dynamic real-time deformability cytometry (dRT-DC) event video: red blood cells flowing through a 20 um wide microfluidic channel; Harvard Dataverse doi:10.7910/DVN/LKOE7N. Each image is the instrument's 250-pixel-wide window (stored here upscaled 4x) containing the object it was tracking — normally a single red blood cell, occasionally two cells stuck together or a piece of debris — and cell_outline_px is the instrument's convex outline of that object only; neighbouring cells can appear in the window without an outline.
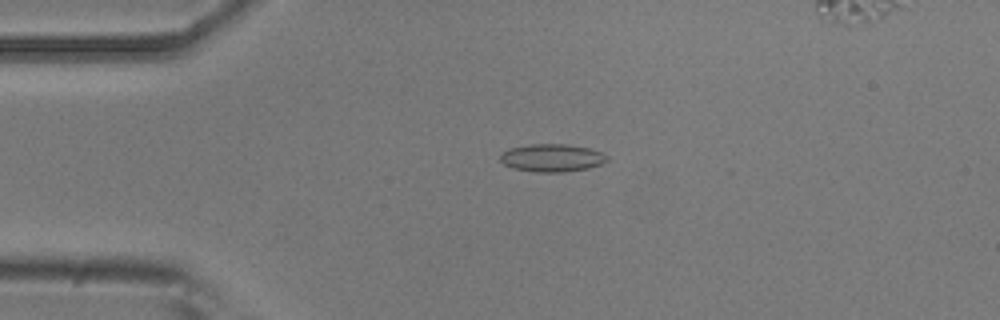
{"species": "common noctule bat (a hibernating species)", "species_latin": "Nyctalus noctula", "temperature_condition": "room temperature", "stored_images_in_passage": 53, "segment_of_instrument_passage": [1, 2], "camera_frame_rate_fps": 3000, "um_per_image_px": 0.085, "animal": {"sex": "male", "body_mass_g": 20.5, "forearm_length_mm": 52.5}, "frame": {"image": 1, "passage_image": 12, "time_ms": 3.667, "image_size_px": [1000, 320], "cell_outline_px": [[608, 160], [600, 164], [588, 168], [564, 172], [536, 172], [512, 168], [504, 164], [500, 160], [500, 156], [508, 148], [532, 144], [568, 144], [588, 148], [600, 152], [608, 156]], "centroid_in_image_um": [46.9, 13.42], "position_along_channel_um": 38.1, "area_um2": 17.22}}
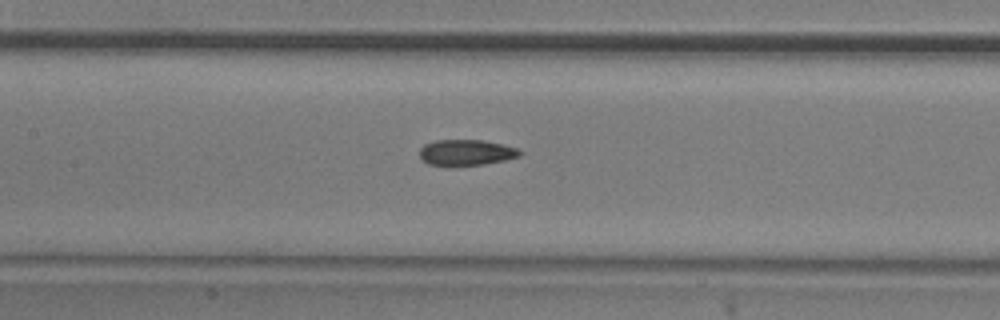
{"frame": {"image": 2, "passage_image": 24, "time_ms": 7.667, "image_size_px": [1000, 320], "cell_outline_px": [[524, 152], [520, 156], [504, 160], [484, 164], [428, 164], [420, 160], [420, 148], [424, 144], [436, 140], [484, 140], [504, 144], [516, 148]], "centroid_in_image_um": [39.64, 12.93], "position_along_channel_um": 167.8, "area_um2": 14.91}}
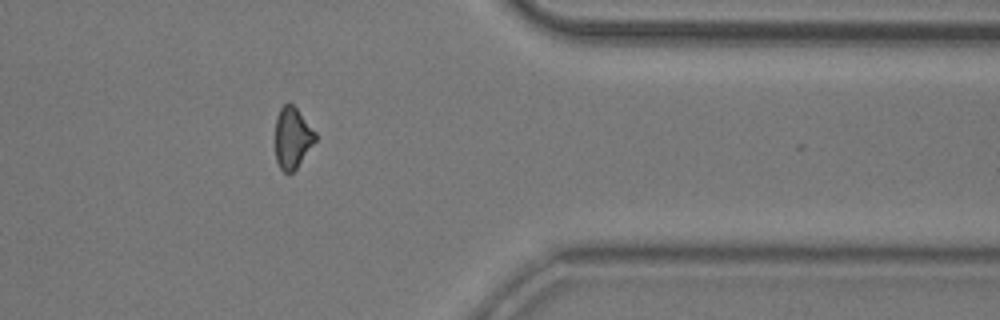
{"frame": {"image": 3, "passage_image": 42, "time_ms": 13.667, "image_size_px": [1000, 320], "cell_outline_px": [[316, 140], [296, 168], [292, 172], [284, 172], [280, 168], [276, 160], [276, 116], [280, 108], [288, 100], [296, 108], [316, 132]], "centroid_in_image_um": [24.85, 11.68], "position_along_channel_um": 386.6, "area_um2": 14.16}}